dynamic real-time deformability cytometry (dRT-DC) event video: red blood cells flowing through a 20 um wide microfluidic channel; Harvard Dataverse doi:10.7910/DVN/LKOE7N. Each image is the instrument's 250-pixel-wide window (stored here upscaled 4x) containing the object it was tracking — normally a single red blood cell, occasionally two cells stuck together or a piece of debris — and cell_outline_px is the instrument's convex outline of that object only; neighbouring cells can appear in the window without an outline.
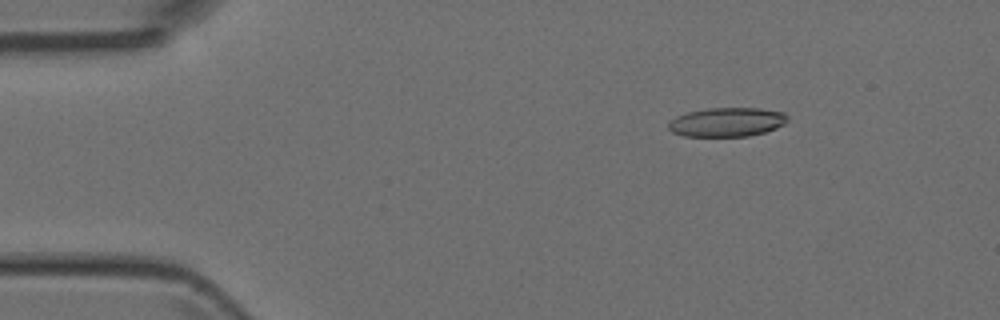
{"species": "Egyptian fruit bat (a non-hibernating species)", "species_latin": "Rousettus aegyptiacus", "temperature_condition": "room temperature", "stored_images_in_passage": 4, "camera_frame_rate_fps": 3000, "um_per_image_px": 0.085, "animal": {"sex": "female"}, "frame": {"image": 1, "passage_image": 2, "time_ms": 1.333, "image_size_px": [1000, 320], "cell_outline_px": [[788, 120], [784, 124], [776, 128], [764, 132], [748, 136], [684, 136], [672, 132], [668, 128], [668, 124], [676, 116], [688, 112], [708, 108], [760, 108], [784, 112], [788, 116]], "centroid_in_image_um": [61.81, 10.37], "position_along_channel_um": 23.2, "area_um2": 20.17}}